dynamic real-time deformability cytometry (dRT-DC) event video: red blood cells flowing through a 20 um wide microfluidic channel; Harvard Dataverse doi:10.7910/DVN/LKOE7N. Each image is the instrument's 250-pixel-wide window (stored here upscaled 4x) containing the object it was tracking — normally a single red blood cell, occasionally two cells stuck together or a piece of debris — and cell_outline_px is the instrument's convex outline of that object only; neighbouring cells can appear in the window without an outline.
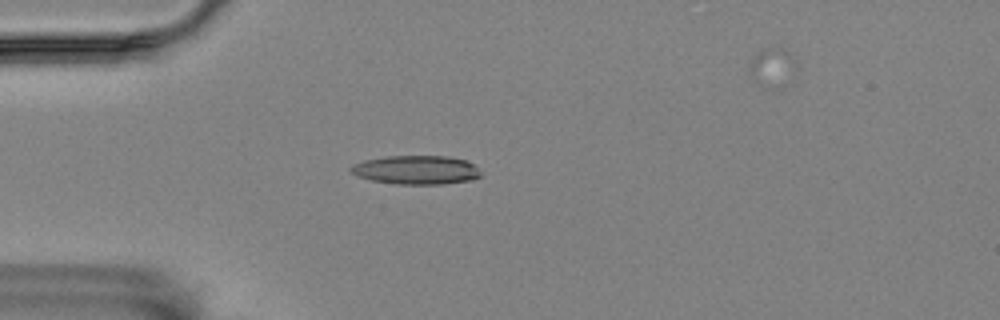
{"species": "Egyptian fruit bat (a non-hibernating species)", "species_latin": "Rousettus aegyptiacus", "temperature_condition": "room temperature", "stored_images_in_passage": 2, "camera_frame_rate_fps": 3000, "um_per_image_px": 0.085, "animal": {"sex": "female"}, "frame": {"image": 1, "passage_image": 2, "time_ms": 0.333, "image_size_px": [1000, 320], "cell_outline_px": [[480, 176], [472, 180], [440, 184], [396, 184], [372, 180], [356, 176], [348, 168], [352, 164], [364, 160], [384, 156], [448, 156], [464, 160], [472, 164], [480, 172]], "centroid_in_image_um": [35.33, 14.44], "position_along_channel_um": 49.7, "area_um2": 21.79}}